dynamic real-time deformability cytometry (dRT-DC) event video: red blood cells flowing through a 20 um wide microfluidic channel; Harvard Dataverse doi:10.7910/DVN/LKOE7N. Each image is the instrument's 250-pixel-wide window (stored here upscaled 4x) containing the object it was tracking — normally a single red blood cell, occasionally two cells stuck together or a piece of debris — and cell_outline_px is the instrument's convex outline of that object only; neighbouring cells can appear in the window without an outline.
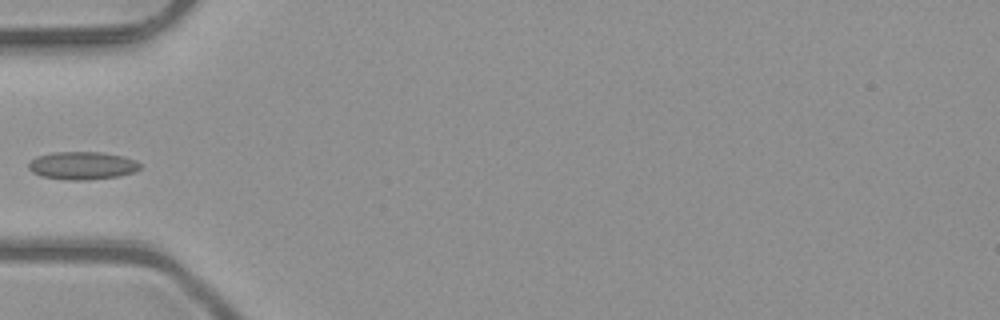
{"species": "common noctule bat (a hibernating species)", "species_latin": "Nyctalus noctula", "temperature_condition": "room temperature", "stored_images_in_passage": 7, "camera_frame_rate_fps": 3000, "um_per_image_px": 0.085, "animal": {"sex": "male", "body_mass_g": 23.1, "forearm_length_mm": 52.7}, "frame": {"image": 1, "passage_image": 6, "time_ms": 1.667, "image_size_px": [1000, 320], "cell_outline_px": [[144, 164], [136, 172], [120, 176], [88, 180], [64, 180], [40, 176], [32, 172], [28, 168], [28, 164], [36, 156], [52, 152], [104, 152], [124, 156], [136, 160]], "centroid_in_image_um": [7.04, 14.07], "position_along_channel_um": 78.0, "area_um2": 18.55}}
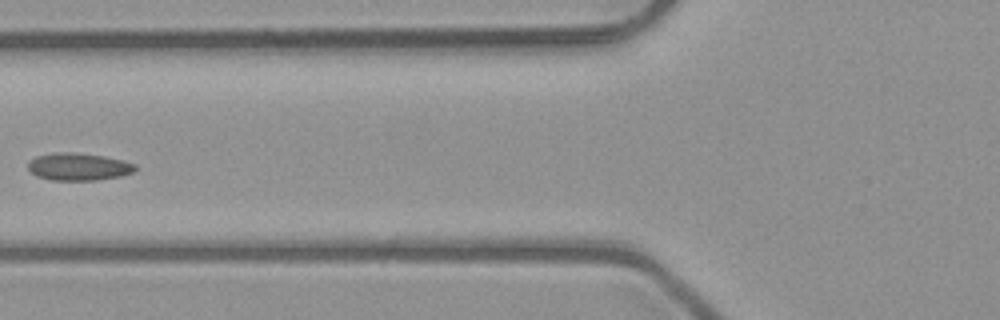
{"frame": {"image": 2, "passage_image": 7, "time_ms": 2.0, "image_size_px": [1000, 320], "cell_outline_px": [[136, 168], [132, 172], [120, 176], [96, 180], [52, 180], [36, 176], [28, 168], [28, 160], [36, 156], [56, 152], [76, 152], [104, 156], [124, 160], [136, 164]], "centroid_in_image_um": [6.66, 14.16], "position_along_channel_um": 119.1, "area_um2": 17.22}}